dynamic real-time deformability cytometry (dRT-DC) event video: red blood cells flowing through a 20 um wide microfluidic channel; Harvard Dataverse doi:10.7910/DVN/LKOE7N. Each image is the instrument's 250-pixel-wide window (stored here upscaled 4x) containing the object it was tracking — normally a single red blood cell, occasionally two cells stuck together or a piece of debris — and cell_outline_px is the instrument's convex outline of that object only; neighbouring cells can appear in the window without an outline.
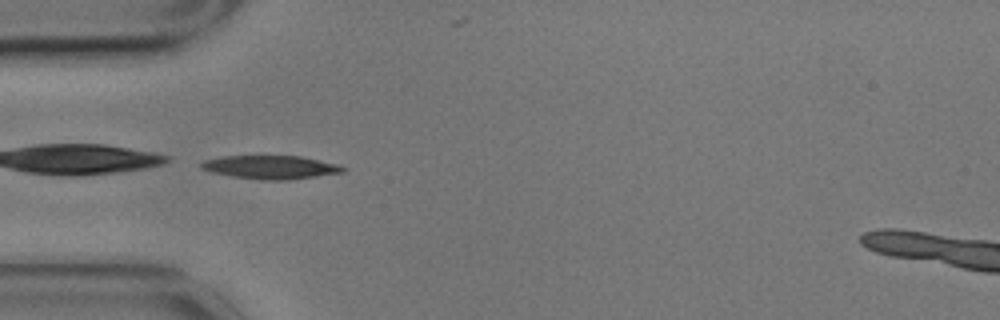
{"species": "common noctule bat (a hibernating species)", "species_latin": "Nyctalus noctula", "temperature_condition": "cold", "stored_images_in_passage": 39, "camera_frame_rate_fps": 3000, "um_per_image_px": 0.085, "animal": {"sex": "male", "body_mass_g": 17.9}, "frame": {"image": 1, "passage_image": 1, "time_ms": 0.0, "image_size_px": [1000, 320], "cell_outline_px": [[348, 168], [344, 172], [288, 180], [260, 180], [232, 176], [212, 172], [200, 168], [200, 164], [204, 160], [220, 156], [300, 156], [340, 164]], "centroid_in_image_um": [23.03, 14.21], "position_along_channel_um": 62.0, "area_um2": 19.48}, "authors_computed_cell_mechanics": {"area_um2": 18.785, "velocity_mm_per_s": 3.4873, "shape_relaxation_time_tau1_ms": 5.0644, "shape_relaxation_time_tau2_ms": 9.7185, "deformation_change_tau1": 0.1423, "deformation_change_tau2": 0.2068}}